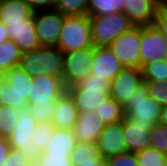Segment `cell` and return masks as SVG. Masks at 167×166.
I'll list each match as a JSON object with an SVG mask.
<instances>
[{
	"instance_id": "6da1fadb",
	"label": "cell",
	"mask_w": 167,
	"mask_h": 166,
	"mask_svg": "<svg viewBox=\"0 0 167 166\" xmlns=\"http://www.w3.org/2000/svg\"><path fill=\"white\" fill-rule=\"evenodd\" d=\"M79 112H95L110 97V82L89 74L75 86L67 88Z\"/></svg>"
},
{
	"instance_id": "7a4b0ae2",
	"label": "cell",
	"mask_w": 167,
	"mask_h": 166,
	"mask_svg": "<svg viewBox=\"0 0 167 166\" xmlns=\"http://www.w3.org/2000/svg\"><path fill=\"white\" fill-rule=\"evenodd\" d=\"M64 54L57 46H40L22 54L20 67L31 77L50 75L62 77Z\"/></svg>"
},
{
	"instance_id": "3957f363",
	"label": "cell",
	"mask_w": 167,
	"mask_h": 166,
	"mask_svg": "<svg viewBox=\"0 0 167 166\" xmlns=\"http://www.w3.org/2000/svg\"><path fill=\"white\" fill-rule=\"evenodd\" d=\"M56 46L63 53L94 47L90 17L65 16Z\"/></svg>"
},
{
	"instance_id": "277c9868",
	"label": "cell",
	"mask_w": 167,
	"mask_h": 166,
	"mask_svg": "<svg viewBox=\"0 0 167 166\" xmlns=\"http://www.w3.org/2000/svg\"><path fill=\"white\" fill-rule=\"evenodd\" d=\"M125 116L133 123L157 124L160 122L162 105L149 95L143 82L123 105Z\"/></svg>"
},
{
	"instance_id": "5b68a950",
	"label": "cell",
	"mask_w": 167,
	"mask_h": 166,
	"mask_svg": "<svg viewBox=\"0 0 167 166\" xmlns=\"http://www.w3.org/2000/svg\"><path fill=\"white\" fill-rule=\"evenodd\" d=\"M6 81L0 96V105L20 109L29 106L32 77L20 66L13 67L5 74Z\"/></svg>"
},
{
	"instance_id": "8992f818",
	"label": "cell",
	"mask_w": 167,
	"mask_h": 166,
	"mask_svg": "<svg viewBox=\"0 0 167 166\" xmlns=\"http://www.w3.org/2000/svg\"><path fill=\"white\" fill-rule=\"evenodd\" d=\"M90 21L94 47L108 46L134 26L123 12L90 17Z\"/></svg>"
},
{
	"instance_id": "52a82bcc",
	"label": "cell",
	"mask_w": 167,
	"mask_h": 166,
	"mask_svg": "<svg viewBox=\"0 0 167 166\" xmlns=\"http://www.w3.org/2000/svg\"><path fill=\"white\" fill-rule=\"evenodd\" d=\"M37 123L30 114L29 106L20 108L17 125L13 127L12 133L7 138L11 148L21 151L29 160H37L41 154L37 146L31 142V135Z\"/></svg>"
},
{
	"instance_id": "ba28073f",
	"label": "cell",
	"mask_w": 167,
	"mask_h": 166,
	"mask_svg": "<svg viewBox=\"0 0 167 166\" xmlns=\"http://www.w3.org/2000/svg\"><path fill=\"white\" fill-rule=\"evenodd\" d=\"M141 26H133L108 45L123 67L141 69Z\"/></svg>"
},
{
	"instance_id": "9c48e42d",
	"label": "cell",
	"mask_w": 167,
	"mask_h": 166,
	"mask_svg": "<svg viewBox=\"0 0 167 166\" xmlns=\"http://www.w3.org/2000/svg\"><path fill=\"white\" fill-rule=\"evenodd\" d=\"M63 61V82L66 88L75 86L91 74L93 47L66 52Z\"/></svg>"
},
{
	"instance_id": "30bf717a",
	"label": "cell",
	"mask_w": 167,
	"mask_h": 166,
	"mask_svg": "<svg viewBox=\"0 0 167 166\" xmlns=\"http://www.w3.org/2000/svg\"><path fill=\"white\" fill-rule=\"evenodd\" d=\"M32 84L29 105L56 104V100L67 92L62 77L37 75L32 77Z\"/></svg>"
},
{
	"instance_id": "8fae6325",
	"label": "cell",
	"mask_w": 167,
	"mask_h": 166,
	"mask_svg": "<svg viewBox=\"0 0 167 166\" xmlns=\"http://www.w3.org/2000/svg\"><path fill=\"white\" fill-rule=\"evenodd\" d=\"M64 15L55 9L34 12V25L41 46H56Z\"/></svg>"
},
{
	"instance_id": "7c38bea8",
	"label": "cell",
	"mask_w": 167,
	"mask_h": 166,
	"mask_svg": "<svg viewBox=\"0 0 167 166\" xmlns=\"http://www.w3.org/2000/svg\"><path fill=\"white\" fill-rule=\"evenodd\" d=\"M167 58V40L158 27L141 26L140 59L141 68L149 62Z\"/></svg>"
},
{
	"instance_id": "4fadbf2b",
	"label": "cell",
	"mask_w": 167,
	"mask_h": 166,
	"mask_svg": "<svg viewBox=\"0 0 167 166\" xmlns=\"http://www.w3.org/2000/svg\"><path fill=\"white\" fill-rule=\"evenodd\" d=\"M143 83L141 69L123 68L110 83V97L124 105Z\"/></svg>"
},
{
	"instance_id": "5bb4252c",
	"label": "cell",
	"mask_w": 167,
	"mask_h": 166,
	"mask_svg": "<svg viewBox=\"0 0 167 166\" xmlns=\"http://www.w3.org/2000/svg\"><path fill=\"white\" fill-rule=\"evenodd\" d=\"M96 146L104 159L128 152L123 134V121L105 125Z\"/></svg>"
},
{
	"instance_id": "9a60e30c",
	"label": "cell",
	"mask_w": 167,
	"mask_h": 166,
	"mask_svg": "<svg viewBox=\"0 0 167 166\" xmlns=\"http://www.w3.org/2000/svg\"><path fill=\"white\" fill-rule=\"evenodd\" d=\"M161 0H125L122 12L134 26L153 25Z\"/></svg>"
},
{
	"instance_id": "2e32d148",
	"label": "cell",
	"mask_w": 167,
	"mask_h": 166,
	"mask_svg": "<svg viewBox=\"0 0 167 166\" xmlns=\"http://www.w3.org/2000/svg\"><path fill=\"white\" fill-rule=\"evenodd\" d=\"M119 58L108 47H93L91 73L106 78L110 83L123 69Z\"/></svg>"
},
{
	"instance_id": "e0dca14e",
	"label": "cell",
	"mask_w": 167,
	"mask_h": 166,
	"mask_svg": "<svg viewBox=\"0 0 167 166\" xmlns=\"http://www.w3.org/2000/svg\"><path fill=\"white\" fill-rule=\"evenodd\" d=\"M9 38L19 47L22 53L34 51L41 45L35 32L34 14L23 23L7 24Z\"/></svg>"
},
{
	"instance_id": "ac0fdd59",
	"label": "cell",
	"mask_w": 167,
	"mask_h": 166,
	"mask_svg": "<svg viewBox=\"0 0 167 166\" xmlns=\"http://www.w3.org/2000/svg\"><path fill=\"white\" fill-rule=\"evenodd\" d=\"M156 124L133 123L127 116L123 120V134L127 151L137 153L150 147L149 132Z\"/></svg>"
},
{
	"instance_id": "d6986e66",
	"label": "cell",
	"mask_w": 167,
	"mask_h": 166,
	"mask_svg": "<svg viewBox=\"0 0 167 166\" xmlns=\"http://www.w3.org/2000/svg\"><path fill=\"white\" fill-rule=\"evenodd\" d=\"M105 123L96 112H79L73 132L78 142L96 143Z\"/></svg>"
},
{
	"instance_id": "ffe728a7",
	"label": "cell",
	"mask_w": 167,
	"mask_h": 166,
	"mask_svg": "<svg viewBox=\"0 0 167 166\" xmlns=\"http://www.w3.org/2000/svg\"><path fill=\"white\" fill-rule=\"evenodd\" d=\"M78 114L79 110L72 97L68 92H65L56 100V107L51 122L55 128L73 130Z\"/></svg>"
},
{
	"instance_id": "44dd1931",
	"label": "cell",
	"mask_w": 167,
	"mask_h": 166,
	"mask_svg": "<svg viewBox=\"0 0 167 166\" xmlns=\"http://www.w3.org/2000/svg\"><path fill=\"white\" fill-rule=\"evenodd\" d=\"M34 11L26 0H5L0 5V21L7 24L23 23Z\"/></svg>"
},
{
	"instance_id": "7402d4cb",
	"label": "cell",
	"mask_w": 167,
	"mask_h": 166,
	"mask_svg": "<svg viewBox=\"0 0 167 166\" xmlns=\"http://www.w3.org/2000/svg\"><path fill=\"white\" fill-rule=\"evenodd\" d=\"M77 140L71 129L56 128L53 138L46 146L44 152L48 154L71 155Z\"/></svg>"
},
{
	"instance_id": "603a6c76",
	"label": "cell",
	"mask_w": 167,
	"mask_h": 166,
	"mask_svg": "<svg viewBox=\"0 0 167 166\" xmlns=\"http://www.w3.org/2000/svg\"><path fill=\"white\" fill-rule=\"evenodd\" d=\"M22 54L11 39L0 43V73L5 74L13 67L20 66Z\"/></svg>"
},
{
	"instance_id": "cb8c5ba5",
	"label": "cell",
	"mask_w": 167,
	"mask_h": 166,
	"mask_svg": "<svg viewBox=\"0 0 167 166\" xmlns=\"http://www.w3.org/2000/svg\"><path fill=\"white\" fill-rule=\"evenodd\" d=\"M101 120L107 124L123 121L125 118L123 105L109 97L98 109L95 110Z\"/></svg>"
},
{
	"instance_id": "d4e9b609",
	"label": "cell",
	"mask_w": 167,
	"mask_h": 166,
	"mask_svg": "<svg viewBox=\"0 0 167 166\" xmlns=\"http://www.w3.org/2000/svg\"><path fill=\"white\" fill-rule=\"evenodd\" d=\"M125 0H89L87 15L102 16L122 12Z\"/></svg>"
},
{
	"instance_id": "484cf974",
	"label": "cell",
	"mask_w": 167,
	"mask_h": 166,
	"mask_svg": "<svg viewBox=\"0 0 167 166\" xmlns=\"http://www.w3.org/2000/svg\"><path fill=\"white\" fill-rule=\"evenodd\" d=\"M55 126L51 121L37 123L31 135V142L37 146L41 153L45 150L50 140L53 138Z\"/></svg>"
},
{
	"instance_id": "4316f807",
	"label": "cell",
	"mask_w": 167,
	"mask_h": 166,
	"mask_svg": "<svg viewBox=\"0 0 167 166\" xmlns=\"http://www.w3.org/2000/svg\"><path fill=\"white\" fill-rule=\"evenodd\" d=\"M70 157L72 163L98 161L102 158L96 143H83L78 141L76 142Z\"/></svg>"
},
{
	"instance_id": "83f0119b",
	"label": "cell",
	"mask_w": 167,
	"mask_h": 166,
	"mask_svg": "<svg viewBox=\"0 0 167 166\" xmlns=\"http://www.w3.org/2000/svg\"><path fill=\"white\" fill-rule=\"evenodd\" d=\"M89 0H56L55 10L64 16L87 15Z\"/></svg>"
},
{
	"instance_id": "f1b7e54d",
	"label": "cell",
	"mask_w": 167,
	"mask_h": 166,
	"mask_svg": "<svg viewBox=\"0 0 167 166\" xmlns=\"http://www.w3.org/2000/svg\"><path fill=\"white\" fill-rule=\"evenodd\" d=\"M143 81L167 80V60H158L146 63L142 68Z\"/></svg>"
},
{
	"instance_id": "f546056e",
	"label": "cell",
	"mask_w": 167,
	"mask_h": 166,
	"mask_svg": "<svg viewBox=\"0 0 167 166\" xmlns=\"http://www.w3.org/2000/svg\"><path fill=\"white\" fill-rule=\"evenodd\" d=\"M18 109L0 105V137L8 138L17 125Z\"/></svg>"
},
{
	"instance_id": "4dcf8cb0",
	"label": "cell",
	"mask_w": 167,
	"mask_h": 166,
	"mask_svg": "<svg viewBox=\"0 0 167 166\" xmlns=\"http://www.w3.org/2000/svg\"><path fill=\"white\" fill-rule=\"evenodd\" d=\"M136 154L139 166H163L166 153L154 148H146Z\"/></svg>"
},
{
	"instance_id": "1f68e13d",
	"label": "cell",
	"mask_w": 167,
	"mask_h": 166,
	"mask_svg": "<svg viewBox=\"0 0 167 166\" xmlns=\"http://www.w3.org/2000/svg\"><path fill=\"white\" fill-rule=\"evenodd\" d=\"M150 147L167 153V125L157 123L149 132Z\"/></svg>"
},
{
	"instance_id": "d6a6232c",
	"label": "cell",
	"mask_w": 167,
	"mask_h": 166,
	"mask_svg": "<svg viewBox=\"0 0 167 166\" xmlns=\"http://www.w3.org/2000/svg\"><path fill=\"white\" fill-rule=\"evenodd\" d=\"M145 82L149 95L162 106L167 105V80L165 81H143Z\"/></svg>"
},
{
	"instance_id": "836d02e7",
	"label": "cell",
	"mask_w": 167,
	"mask_h": 166,
	"mask_svg": "<svg viewBox=\"0 0 167 166\" xmlns=\"http://www.w3.org/2000/svg\"><path fill=\"white\" fill-rule=\"evenodd\" d=\"M70 156L67 154H48L43 151L37 160L40 162V166H73Z\"/></svg>"
},
{
	"instance_id": "e575fe53",
	"label": "cell",
	"mask_w": 167,
	"mask_h": 166,
	"mask_svg": "<svg viewBox=\"0 0 167 166\" xmlns=\"http://www.w3.org/2000/svg\"><path fill=\"white\" fill-rule=\"evenodd\" d=\"M30 114L38 122H47L52 120L56 104L29 105Z\"/></svg>"
},
{
	"instance_id": "d590c367",
	"label": "cell",
	"mask_w": 167,
	"mask_h": 166,
	"mask_svg": "<svg viewBox=\"0 0 167 166\" xmlns=\"http://www.w3.org/2000/svg\"><path fill=\"white\" fill-rule=\"evenodd\" d=\"M106 160L108 166H139L136 154L132 152L118 154Z\"/></svg>"
},
{
	"instance_id": "8d00e7d4",
	"label": "cell",
	"mask_w": 167,
	"mask_h": 166,
	"mask_svg": "<svg viewBox=\"0 0 167 166\" xmlns=\"http://www.w3.org/2000/svg\"><path fill=\"white\" fill-rule=\"evenodd\" d=\"M29 161L30 160L26 158L21 151L11 149L2 166H28Z\"/></svg>"
},
{
	"instance_id": "74e56055",
	"label": "cell",
	"mask_w": 167,
	"mask_h": 166,
	"mask_svg": "<svg viewBox=\"0 0 167 166\" xmlns=\"http://www.w3.org/2000/svg\"><path fill=\"white\" fill-rule=\"evenodd\" d=\"M167 40V8L160 7L154 23Z\"/></svg>"
},
{
	"instance_id": "f35d334b",
	"label": "cell",
	"mask_w": 167,
	"mask_h": 166,
	"mask_svg": "<svg viewBox=\"0 0 167 166\" xmlns=\"http://www.w3.org/2000/svg\"><path fill=\"white\" fill-rule=\"evenodd\" d=\"M32 10L36 11H44V10H52L55 8L56 0H26Z\"/></svg>"
},
{
	"instance_id": "ab89813d",
	"label": "cell",
	"mask_w": 167,
	"mask_h": 166,
	"mask_svg": "<svg viewBox=\"0 0 167 166\" xmlns=\"http://www.w3.org/2000/svg\"><path fill=\"white\" fill-rule=\"evenodd\" d=\"M11 149L8 139L0 137V166H2L3 162L8 157Z\"/></svg>"
},
{
	"instance_id": "60d3db41",
	"label": "cell",
	"mask_w": 167,
	"mask_h": 166,
	"mask_svg": "<svg viewBox=\"0 0 167 166\" xmlns=\"http://www.w3.org/2000/svg\"><path fill=\"white\" fill-rule=\"evenodd\" d=\"M73 166H108V163L106 159L101 158L98 161H86V162L73 163Z\"/></svg>"
},
{
	"instance_id": "b9f144b4",
	"label": "cell",
	"mask_w": 167,
	"mask_h": 166,
	"mask_svg": "<svg viewBox=\"0 0 167 166\" xmlns=\"http://www.w3.org/2000/svg\"><path fill=\"white\" fill-rule=\"evenodd\" d=\"M10 39L7 33L6 25L0 21V43Z\"/></svg>"
},
{
	"instance_id": "7bdbcfd3",
	"label": "cell",
	"mask_w": 167,
	"mask_h": 166,
	"mask_svg": "<svg viewBox=\"0 0 167 166\" xmlns=\"http://www.w3.org/2000/svg\"><path fill=\"white\" fill-rule=\"evenodd\" d=\"M159 123L167 125V105L162 106L161 119Z\"/></svg>"
},
{
	"instance_id": "ee69618b",
	"label": "cell",
	"mask_w": 167,
	"mask_h": 166,
	"mask_svg": "<svg viewBox=\"0 0 167 166\" xmlns=\"http://www.w3.org/2000/svg\"><path fill=\"white\" fill-rule=\"evenodd\" d=\"M5 81H6V79H5L4 74L0 73V96H1V93H2V90H3V85H4Z\"/></svg>"
},
{
	"instance_id": "f6af8a7d",
	"label": "cell",
	"mask_w": 167,
	"mask_h": 166,
	"mask_svg": "<svg viewBox=\"0 0 167 166\" xmlns=\"http://www.w3.org/2000/svg\"><path fill=\"white\" fill-rule=\"evenodd\" d=\"M28 166H40V162L38 160H30Z\"/></svg>"
},
{
	"instance_id": "bcb514c9",
	"label": "cell",
	"mask_w": 167,
	"mask_h": 166,
	"mask_svg": "<svg viewBox=\"0 0 167 166\" xmlns=\"http://www.w3.org/2000/svg\"><path fill=\"white\" fill-rule=\"evenodd\" d=\"M161 6L167 8V0H161Z\"/></svg>"
},
{
	"instance_id": "7dc6e473",
	"label": "cell",
	"mask_w": 167,
	"mask_h": 166,
	"mask_svg": "<svg viewBox=\"0 0 167 166\" xmlns=\"http://www.w3.org/2000/svg\"><path fill=\"white\" fill-rule=\"evenodd\" d=\"M163 166H167V153L165 155V160H164V165Z\"/></svg>"
}]
</instances>
